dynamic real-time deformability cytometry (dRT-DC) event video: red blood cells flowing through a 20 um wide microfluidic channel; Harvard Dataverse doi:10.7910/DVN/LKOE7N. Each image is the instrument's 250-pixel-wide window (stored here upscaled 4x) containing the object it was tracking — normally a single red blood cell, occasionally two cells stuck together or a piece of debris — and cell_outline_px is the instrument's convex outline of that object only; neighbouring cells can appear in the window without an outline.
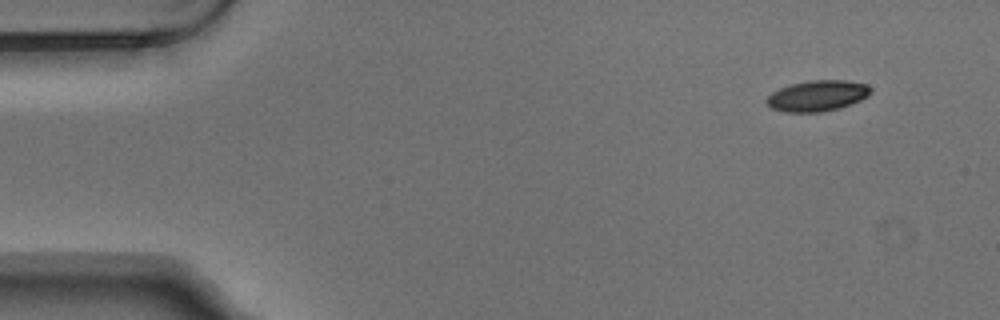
{"species": "Egyptian fruit bat (a non-hibernating species)", "species_latin": "Rousettus aegyptiacus", "temperature_condition": "warm", "stored_images_in_passage": 4, "camera_frame_rate_fps": 3000, "um_per_image_px": 0.085, "animal": {"sex": "male"}, "frame": {"image": 1, "passage_image": 1, "time_ms": 0.0, "image_size_px": [1000, 320], "cell_outline_px": [[872, 92], [868, 96], [852, 104], [820, 112], [784, 112], [772, 108], [764, 100], [772, 92], [780, 88], [792, 84], [808, 80], [848, 80], [868, 84], [872, 88]], "centroid_in_image_um": [69.5, 8.13], "position_along_channel_um": 15.5, "area_um2": 18.79}}
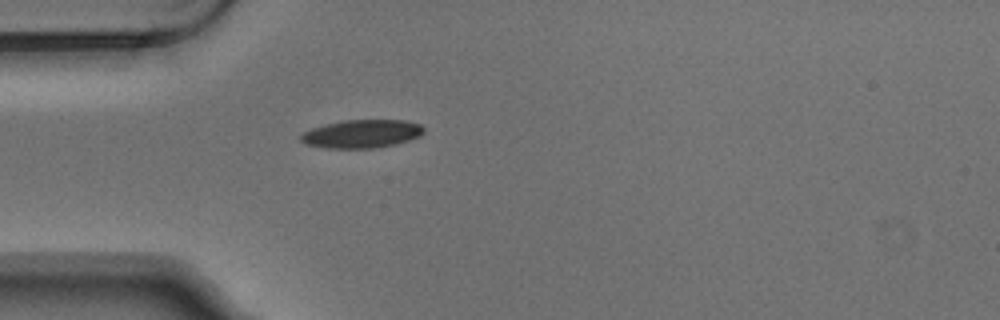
{"frame": {"image": 2, "passage_image": 4, "time_ms": 1.0, "image_size_px": [1000, 320], "cell_outline_px": [[424, 132], [420, 136], [396, 144], [376, 148], [328, 148], [308, 144], [300, 140], [300, 136], [304, 132], [312, 128], [344, 120], [404, 120], [420, 124], [424, 128]], "centroid_in_image_um": [30.79, 11.37], "position_along_channel_um": 54.2, "area_um2": 20.06}}